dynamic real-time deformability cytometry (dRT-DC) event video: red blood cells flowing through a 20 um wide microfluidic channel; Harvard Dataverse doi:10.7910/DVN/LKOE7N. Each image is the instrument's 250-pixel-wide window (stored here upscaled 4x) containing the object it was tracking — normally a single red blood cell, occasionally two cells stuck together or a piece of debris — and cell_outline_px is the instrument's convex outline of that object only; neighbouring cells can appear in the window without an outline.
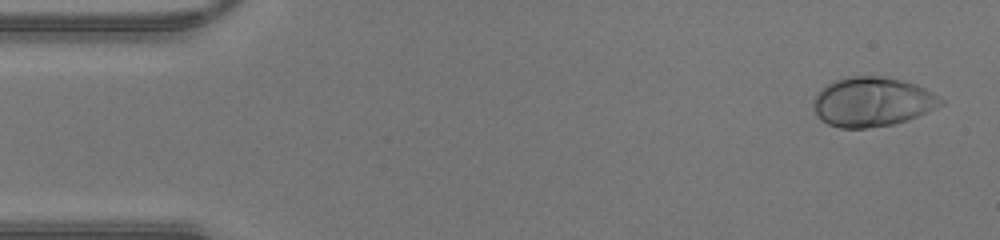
{"species": "human", "species_latin": "Homo sapiens", "temperature_condition": "warm", "stored_images_in_passage": 45, "camera_frame_rate_fps": 3000, "um_per_image_px": 0.085, "donor": {"sex": "male"}, "frame": {"image": 1, "passage_image": 2, "time_ms": 0.333, "image_size_px": [1000, 240], "cell_outline_px": [[944, 104], [908, 120], [892, 124], [864, 128], [840, 128], [828, 124], [820, 120], [816, 116], [812, 104], [812, 100], [816, 92], [828, 84], [836, 80], [852, 76], [876, 76], [900, 80], [916, 84], [932, 92], [944, 100]], "centroid_in_image_um": [74.1, 8.66], "position_along_channel_um": 10.9, "area_um2": 36.65}}
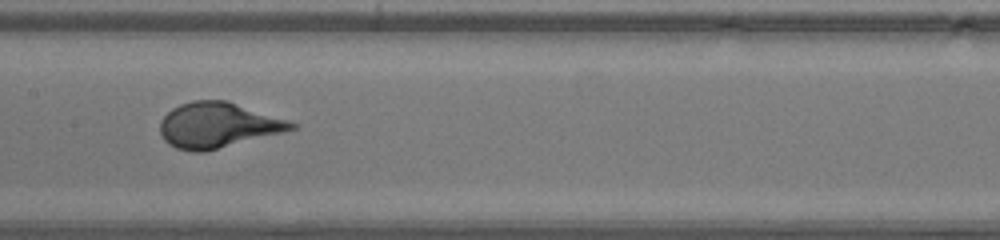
{"frame": {"image": 2, "passage_image": 22, "time_ms": 7.0, "image_size_px": [1000, 240], "cell_outline_px": [[300, 124], [296, 128], [284, 132], [204, 152], [192, 152], [176, 148], [168, 144], [164, 140], [160, 132], [160, 120], [172, 108], [180, 104], [192, 100], [228, 100]], "centroid_in_image_um": [18.52, 10.63], "position_along_channel_um": 188.9, "area_um2": 34.85}}
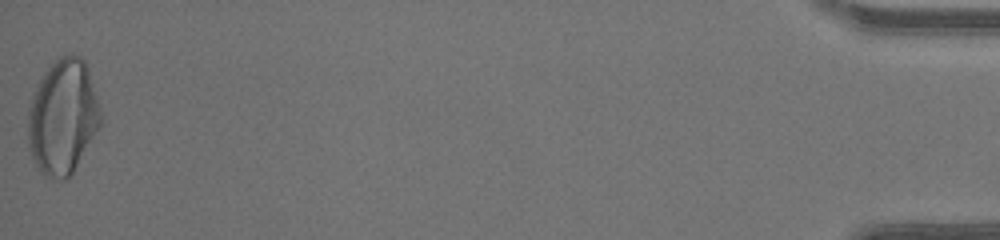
{"frame": {"image": 3, "passage_image": 45, "time_ms": 14.667, "image_size_px": [1000, 240], "cell_outline_px": [[100, 124], [72, 172], [64, 180], [60, 180], [44, 176], [40, 172], [32, 156], [28, 140], [28, 108], [40, 80], [44, 72], [60, 56], [80, 56], [84, 60], [88, 68], [100, 112]], "centroid_in_image_um": [5.31, 9.95], "position_along_channel_um": 429.9, "area_um2": 47.51}}